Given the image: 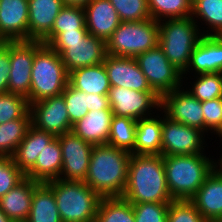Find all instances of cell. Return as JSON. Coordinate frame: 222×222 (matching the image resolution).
I'll use <instances>...</instances> for the list:
<instances>
[{
  "instance_id": "6da1fadb",
  "label": "cell",
  "mask_w": 222,
  "mask_h": 222,
  "mask_svg": "<svg viewBox=\"0 0 222 222\" xmlns=\"http://www.w3.org/2000/svg\"><path fill=\"white\" fill-rule=\"evenodd\" d=\"M123 199L131 203H170L162 155L131 154Z\"/></svg>"
},
{
  "instance_id": "7a4b0ae2",
  "label": "cell",
  "mask_w": 222,
  "mask_h": 222,
  "mask_svg": "<svg viewBox=\"0 0 222 222\" xmlns=\"http://www.w3.org/2000/svg\"><path fill=\"white\" fill-rule=\"evenodd\" d=\"M131 153L108 144L94 145L85 183L101 197H121L128 179Z\"/></svg>"
},
{
  "instance_id": "3957f363",
  "label": "cell",
  "mask_w": 222,
  "mask_h": 222,
  "mask_svg": "<svg viewBox=\"0 0 222 222\" xmlns=\"http://www.w3.org/2000/svg\"><path fill=\"white\" fill-rule=\"evenodd\" d=\"M204 155L163 156L167 187L174 200H190L216 168V161Z\"/></svg>"
},
{
  "instance_id": "277c9868",
  "label": "cell",
  "mask_w": 222,
  "mask_h": 222,
  "mask_svg": "<svg viewBox=\"0 0 222 222\" xmlns=\"http://www.w3.org/2000/svg\"><path fill=\"white\" fill-rule=\"evenodd\" d=\"M45 184L55 195L62 222H95L102 197L85 182L55 179Z\"/></svg>"
},
{
  "instance_id": "5b68a950",
  "label": "cell",
  "mask_w": 222,
  "mask_h": 222,
  "mask_svg": "<svg viewBox=\"0 0 222 222\" xmlns=\"http://www.w3.org/2000/svg\"><path fill=\"white\" fill-rule=\"evenodd\" d=\"M68 78L69 73L60 54L43 43L34 54L29 104L61 95L68 84Z\"/></svg>"
},
{
  "instance_id": "8992f818",
  "label": "cell",
  "mask_w": 222,
  "mask_h": 222,
  "mask_svg": "<svg viewBox=\"0 0 222 222\" xmlns=\"http://www.w3.org/2000/svg\"><path fill=\"white\" fill-rule=\"evenodd\" d=\"M196 20L190 16L158 21V45L169 62L182 73L187 69L190 56L203 36L197 28Z\"/></svg>"
},
{
  "instance_id": "52a82bcc",
  "label": "cell",
  "mask_w": 222,
  "mask_h": 222,
  "mask_svg": "<svg viewBox=\"0 0 222 222\" xmlns=\"http://www.w3.org/2000/svg\"><path fill=\"white\" fill-rule=\"evenodd\" d=\"M159 42L158 21L121 22L106 41L107 54L136 58Z\"/></svg>"
},
{
  "instance_id": "ba28073f",
  "label": "cell",
  "mask_w": 222,
  "mask_h": 222,
  "mask_svg": "<svg viewBox=\"0 0 222 222\" xmlns=\"http://www.w3.org/2000/svg\"><path fill=\"white\" fill-rule=\"evenodd\" d=\"M152 90L161 98L182 87L183 74L173 66L157 45L135 58Z\"/></svg>"
},
{
  "instance_id": "9c48e42d",
  "label": "cell",
  "mask_w": 222,
  "mask_h": 222,
  "mask_svg": "<svg viewBox=\"0 0 222 222\" xmlns=\"http://www.w3.org/2000/svg\"><path fill=\"white\" fill-rule=\"evenodd\" d=\"M69 73L80 67L101 64L107 56L106 41L88 33L82 41L50 42Z\"/></svg>"
},
{
  "instance_id": "30bf717a",
  "label": "cell",
  "mask_w": 222,
  "mask_h": 222,
  "mask_svg": "<svg viewBox=\"0 0 222 222\" xmlns=\"http://www.w3.org/2000/svg\"><path fill=\"white\" fill-rule=\"evenodd\" d=\"M42 44L43 42L38 40L9 41L10 73L8 92L25 97L28 102L34 54Z\"/></svg>"
},
{
  "instance_id": "8fae6325",
  "label": "cell",
  "mask_w": 222,
  "mask_h": 222,
  "mask_svg": "<svg viewBox=\"0 0 222 222\" xmlns=\"http://www.w3.org/2000/svg\"><path fill=\"white\" fill-rule=\"evenodd\" d=\"M108 98L113 115L134 120L150 117L152 108L161 107V98L154 91H136L111 86Z\"/></svg>"
},
{
  "instance_id": "7c38bea8",
  "label": "cell",
  "mask_w": 222,
  "mask_h": 222,
  "mask_svg": "<svg viewBox=\"0 0 222 222\" xmlns=\"http://www.w3.org/2000/svg\"><path fill=\"white\" fill-rule=\"evenodd\" d=\"M162 119L161 155H193L203 153L204 132L169 119Z\"/></svg>"
},
{
  "instance_id": "4fadbf2b",
  "label": "cell",
  "mask_w": 222,
  "mask_h": 222,
  "mask_svg": "<svg viewBox=\"0 0 222 222\" xmlns=\"http://www.w3.org/2000/svg\"><path fill=\"white\" fill-rule=\"evenodd\" d=\"M57 138L61 146L63 161L59 179L85 182L94 145L84 141L72 131Z\"/></svg>"
},
{
  "instance_id": "5bb4252c",
  "label": "cell",
  "mask_w": 222,
  "mask_h": 222,
  "mask_svg": "<svg viewBox=\"0 0 222 222\" xmlns=\"http://www.w3.org/2000/svg\"><path fill=\"white\" fill-rule=\"evenodd\" d=\"M31 125L55 137L72 130L64 96H53L29 104Z\"/></svg>"
},
{
  "instance_id": "9a60e30c",
  "label": "cell",
  "mask_w": 222,
  "mask_h": 222,
  "mask_svg": "<svg viewBox=\"0 0 222 222\" xmlns=\"http://www.w3.org/2000/svg\"><path fill=\"white\" fill-rule=\"evenodd\" d=\"M169 119L197 128L204 132V116L201 102L188 90L176 88L161 97V107Z\"/></svg>"
},
{
  "instance_id": "2e32d148",
  "label": "cell",
  "mask_w": 222,
  "mask_h": 222,
  "mask_svg": "<svg viewBox=\"0 0 222 222\" xmlns=\"http://www.w3.org/2000/svg\"><path fill=\"white\" fill-rule=\"evenodd\" d=\"M103 64L111 86L153 91L135 58L107 54Z\"/></svg>"
},
{
  "instance_id": "e0dca14e",
  "label": "cell",
  "mask_w": 222,
  "mask_h": 222,
  "mask_svg": "<svg viewBox=\"0 0 222 222\" xmlns=\"http://www.w3.org/2000/svg\"><path fill=\"white\" fill-rule=\"evenodd\" d=\"M28 0H0V39L28 40Z\"/></svg>"
},
{
  "instance_id": "ac0fdd59",
  "label": "cell",
  "mask_w": 222,
  "mask_h": 222,
  "mask_svg": "<svg viewBox=\"0 0 222 222\" xmlns=\"http://www.w3.org/2000/svg\"><path fill=\"white\" fill-rule=\"evenodd\" d=\"M190 201L207 222H217L222 217V173L215 168Z\"/></svg>"
},
{
  "instance_id": "d6986e66",
  "label": "cell",
  "mask_w": 222,
  "mask_h": 222,
  "mask_svg": "<svg viewBox=\"0 0 222 222\" xmlns=\"http://www.w3.org/2000/svg\"><path fill=\"white\" fill-rule=\"evenodd\" d=\"M84 10L88 32L105 41L122 22L109 0H91Z\"/></svg>"
},
{
  "instance_id": "ffe728a7",
  "label": "cell",
  "mask_w": 222,
  "mask_h": 222,
  "mask_svg": "<svg viewBox=\"0 0 222 222\" xmlns=\"http://www.w3.org/2000/svg\"><path fill=\"white\" fill-rule=\"evenodd\" d=\"M195 74L222 73V38L220 36L203 35L190 56L187 69Z\"/></svg>"
},
{
  "instance_id": "44dd1931",
  "label": "cell",
  "mask_w": 222,
  "mask_h": 222,
  "mask_svg": "<svg viewBox=\"0 0 222 222\" xmlns=\"http://www.w3.org/2000/svg\"><path fill=\"white\" fill-rule=\"evenodd\" d=\"M63 6V0H28V40L42 41Z\"/></svg>"
},
{
  "instance_id": "7402d4cb",
  "label": "cell",
  "mask_w": 222,
  "mask_h": 222,
  "mask_svg": "<svg viewBox=\"0 0 222 222\" xmlns=\"http://www.w3.org/2000/svg\"><path fill=\"white\" fill-rule=\"evenodd\" d=\"M41 183L25 177L0 198V209L13 222L27 221L34 190Z\"/></svg>"
},
{
  "instance_id": "603a6c76",
  "label": "cell",
  "mask_w": 222,
  "mask_h": 222,
  "mask_svg": "<svg viewBox=\"0 0 222 222\" xmlns=\"http://www.w3.org/2000/svg\"><path fill=\"white\" fill-rule=\"evenodd\" d=\"M113 112L111 109L90 110L73 124L72 132L93 145L107 144Z\"/></svg>"
},
{
  "instance_id": "cb8c5ba5",
  "label": "cell",
  "mask_w": 222,
  "mask_h": 222,
  "mask_svg": "<svg viewBox=\"0 0 222 222\" xmlns=\"http://www.w3.org/2000/svg\"><path fill=\"white\" fill-rule=\"evenodd\" d=\"M54 138L53 134L30 125L24 139L11 157L13 162L26 174L35 165L38 154Z\"/></svg>"
},
{
  "instance_id": "d4e9b609",
  "label": "cell",
  "mask_w": 222,
  "mask_h": 222,
  "mask_svg": "<svg viewBox=\"0 0 222 222\" xmlns=\"http://www.w3.org/2000/svg\"><path fill=\"white\" fill-rule=\"evenodd\" d=\"M63 161L59 139L55 137L38 154L35 165L25 174V177L45 183L59 179Z\"/></svg>"
},
{
  "instance_id": "484cf974",
  "label": "cell",
  "mask_w": 222,
  "mask_h": 222,
  "mask_svg": "<svg viewBox=\"0 0 222 222\" xmlns=\"http://www.w3.org/2000/svg\"><path fill=\"white\" fill-rule=\"evenodd\" d=\"M156 117L150 116L137 120L135 145L131 154L161 155L162 117Z\"/></svg>"
},
{
  "instance_id": "4316f807",
  "label": "cell",
  "mask_w": 222,
  "mask_h": 222,
  "mask_svg": "<svg viewBox=\"0 0 222 222\" xmlns=\"http://www.w3.org/2000/svg\"><path fill=\"white\" fill-rule=\"evenodd\" d=\"M68 83L79 91L108 95L111 88L104 64L80 67L69 72Z\"/></svg>"
},
{
  "instance_id": "83f0119b",
  "label": "cell",
  "mask_w": 222,
  "mask_h": 222,
  "mask_svg": "<svg viewBox=\"0 0 222 222\" xmlns=\"http://www.w3.org/2000/svg\"><path fill=\"white\" fill-rule=\"evenodd\" d=\"M26 222H62L53 191L41 183L32 195V204Z\"/></svg>"
},
{
  "instance_id": "f1b7e54d",
  "label": "cell",
  "mask_w": 222,
  "mask_h": 222,
  "mask_svg": "<svg viewBox=\"0 0 222 222\" xmlns=\"http://www.w3.org/2000/svg\"><path fill=\"white\" fill-rule=\"evenodd\" d=\"M31 125L30 112L22 118L0 124V157L11 158Z\"/></svg>"
},
{
  "instance_id": "f546056e",
  "label": "cell",
  "mask_w": 222,
  "mask_h": 222,
  "mask_svg": "<svg viewBox=\"0 0 222 222\" xmlns=\"http://www.w3.org/2000/svg\"><path fill=\"white\" fill-rule=\"evenodd\" d=\"M95 222H135L132 203L122 197H102Z\"/></svg>"
},
{
  "instance_id": "4dcf8cb0",
  "label": "cell",
  "mask_w": 222,
  "mask_h": 222,
  "mask_svg": "<svg viewBox=\"0 0 222 222\" xmlns=\"http://www.w3.org/2000/svg\"><path fill=\"white\" fill-rule=\"evenodd\" d=\"M78 29H87L84 7L64 5L54 21L51 32L42 42L48 45L59 33L63 31L71 32Z\"/></svg>"
},
{
  "instance_id": "1f68e13d",
  "label": "cell",
  "mask_w": 222,
  "mask_h": 222,
  "mask_svg": "<svg viewBox=\"0 0 222 222\" xmlns=\"http://www.w3.org/2000/svg\"><path fill=\"white\" fill-rule=\"evenodd\" d=\"M137 120L113 115L107 144L131 153L134 150Z\"/></svg>"
},
{
  "instance_id": "d6a6232c",
  "label": "cell",
  "mask_w": 222,
  "mask_h": 222,
  "mask_svg": "<svg viewBox=\"0 0 222 222\" xmlns=\"http://www.w3.org/2000/svg\"><path fill=\"white\" fill-rule=\"evenodd\" d=\"M191 17L201 18L212 29L202 35H222V0H192Z\"/></svg>"
},
{
  "instance_id": "836d02e7",
  "label": "cell",
  "mask_w": 222,
  "mask_h": 222,
  "mask_svg": "<svg viewBox=\"0 0 222 222\" xmlns=\"http://www.w3.org/2000/svg\"><path fill=\"white\" fill-rule=\"evenodd\" d=\"M150 17L156 21L191 16L192 0H148Z\"/></svg>"
},
{
  "instance_id": "e575fe53",
  "label": "cell",
  "mask_w": 222,
  "mask_h": 222,
  "mask_svg": "<svg viewBox=\"0 0 222 222\" xmlns=\"http://www.w3.org/2000/svg\"><path fill=\"white\" fill-rule=\"evenodd\" d=\"M197 77L188 90L195 98L203 102L222 97V73H202Z\"/></svg>"
},
{
  "instance_id": "d590c367",
  "label": "cell",
  "mask_w": 222,
  "mask_h": 222,
  "mask_svg": "<svg viewBox=\"0 0 222 222\" xmlns=\"http://www.w3.org/2000/svg\"><path fill=\"white\" fill-rule=\"evenodd\" d=\"M62 95L72 125L90 111V94L79 91L68 83Z\"/></svg>"
},
{
  "instance_id": "8d00e7d4",
  "label": "cell",
  "mask_w": 222,
  "mask_h": 222,
  "mask_svg": "<svg viewBox=\"0 0 222 222\" xmlns=\"http://www.w3.org/2000/svg\"><path fill=\"white\" fill-rule=\"evenodd\" d=\"M122 22L150 19L148 0H109Z\"/></svg>"
},
{
  "instance_id": "74e56055",
  "label": "cell",
  "mask_w": 222,
  "mask_h": 222,
  "mask_svg": "<svg viewBox=\"0 0 222 222\" xmlns=\"http://www.w3.org/2000/svg\"><path fill=\"white\" fill-rule=\"evenodd\" d=\"M28 111L25 97L10 92L0 94V124L22 118Z\"/></svg>"
},
{
  "instance_id": "f35d334b",
  "label": "cell",
  "mask_w": 222,
  "mask_h": 222,
  "mask_svg": "<svg viewBox=\"0 0 222 222\" xmlns=\"http://www.w3.org/2000/svg\"><path fill=\"white\" fill-rule=\"evenodd\" d=\"M167 222H207L190 200H172Z\"/></svg>"
},
{
  "instance_id": "ab89813d",
  "label": "cell",
  "mask_w": 222,
  "mask_h": 222,
  "mask_svg": "<svg viewBox=\"0 0 222 222\" xmlns=\"http://www.w3.org/2000/svg\"><path fill=\"white\" fill-rule=\"evenodd\" d=\"M135 222H167L169 203H132Z\"/></svg>"
},
{
  "instance_id": "60d3db41",
  "label": "cell",
  "mask_w": 222,
  "mask_h": 222,
  "mask_svg": "<svg viewBox=\"0 0 222 222\" xmlns=\"http://www.w3.org/2000/svg\"><path fill=\"white\" fill-rule=\"evenodd\" d=\"M25 178L12 158L0 157V198Z\"/></svg>"
},
{
  "instance_id": "b9f144b4",
  "label": "cell",
  "mask_w": 222,
  "mask_h": 222,
  "mask_svg": "<svg viewBox=\"0 0 222 222\" xmlns=\"http://www.w3.org/2000/svg\"><path fill=\"white\" fill-rule=\"evenodd\" d=\"M204 116V132H215L222 123V97L201 102Z\"/></svg>"
},
{
  "instance_id": "7bdbcfd3",
  "label": "cell",
  "mask_w": 222,
  "mask_h": 222,
  "mask_svg": "<svg viewBox=\"0 0 222 222\" xmlns=\"http://www.w3.org/2000/svg\"><path fill=\"white\" fill-rule=\"evenodd\" d=\"M10 73L9 41L0 47V94L8 92Z\"/></svg>"
},
{
  "instance_id": "ee69618b",
  "label": "cell",
  "mask_w": 222,
  "mask_h": 222,
  "mask_svg": "<svg viewBox=\"0 0 222 222\" xmlns=\"http://www.w3.org/2000/svg\"><path fill=\"white\" fill-rule=\"evenodd\" d=\"M87 29H78L71 32L63 31L59 33L51 42H74L82 41L83 38L88 34Z\"/></svg>"
},
{
  "instance_id": "f6af8a7d",
  "label": "cell",
  "mask_w": 222,
  "mask_h": 222,
  "mask_svg": "<svg viewBox=\"0 0 222 222\" xmlns=\"http://www.w3.org/2000/svg\"><path fill=\"white\" fill-rule=\"evenodd\" d=\"M111 109L108 95L90 93V110Z\"/></svg>"
},
{
  "instance_id": "bcb514c9",
  "label": "cell",
  "mask_w": 222,
  "mask_h": 222,
  "mask_svg": "<svg viewBox=\"0 0 222 222\" xmlns=\"http://www.w3.org/2000/svg\"><path fill=\"white\" fill-rule=\"evenodd\" d=\"M91 0H63L64 5H77V6H85Z\"/></svg>"
},
{
  "instance_id": "7dc6e473",
  "label": "cell",
  "mask_w": 222,
  "mask_h": 222,
  "mask_svg": "<svg viewBox=\"0 0 222 222\" xmlns=\"http://www.w3.org/2000/svg\"><path fill=\"white\" fill-rule=\"evenodd\" d=\"M0 222H13L11 219H9L4 212L0 209Z\"/></svg>"
},
{
  "instance_id": "c3c4849f",
  "label": "cell",
  "mask_w": 222,
  "mask_h": 222,
  "mask_svg": "<svg viewBox=\"0 0 222 222\" xmlns=\"http://www.w3.org/2000/svg\"><path fill=\"white\" fill-rule=\"evenodd\" d=\"M218 161L219 162H216V168L222 173V156H221V158Z\"/></svg>"
},
{
  "instance_id": "681fc988",
  "label": "cell",
  "mask_w": 222,
  "mask_h": 222,
  "mask_svg": "<svg viewBox=\"0 0 222 222\" xmlns=\"http://www.w3.org/2000/svg\"><path fill=\"white\" fill-rule=\"evenodd\" d=\"M214 133H216V135L218 134L219 137L220 136L222 137V123H221V126Z\"/></svg>"
},
{
  "instance_id": "f907efd6",
  "label": "cell",
  "mask_w": 222,
  "mask_h": 222,
  "mask_svg": "<svg viewBox=\"0 0 222 222\" xmlns=\"http://www.w3.org/2000/svg\"><path fill=\"white\" fill-rule=\"evenodd\" d=\"M5 41H0V47L4 44Z\"/></svg>"
}]
</instances>
